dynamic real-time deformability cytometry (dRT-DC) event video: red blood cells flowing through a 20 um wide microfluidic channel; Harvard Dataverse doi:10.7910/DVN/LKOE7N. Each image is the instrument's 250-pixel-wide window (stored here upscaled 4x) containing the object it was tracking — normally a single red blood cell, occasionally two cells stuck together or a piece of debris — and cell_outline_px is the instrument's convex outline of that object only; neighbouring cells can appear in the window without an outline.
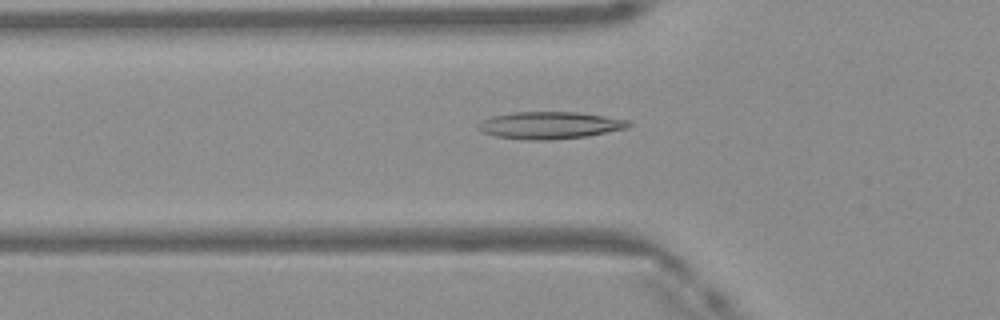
{"species": "Egyptian fruit bat (a non-hibernating species)", "species_latin": "Rousettus aegyptiacus", "temperature_condition": "warm", "stored_images_in_passage": 38, "camera_frame_rate_fps": 3000, "um_per_image_px": 0.085, "frame": {"image": 1, "passage_image": 6, "time_ms": 1.667, "image_size_px": [1000, 320], "cell_outline_px": [[632, 124], [628, 128], [588, 136], [548, 140], [532, 140], [496, 136], [480, 132], [476, 128], [476, 124], [492, 116], [516, 112], [576, 112], [632, 120]], "centroid_in_image_um": [46.75, 10.65], "position_along_channel_um": 79.0, "area_um2": 23.87}}
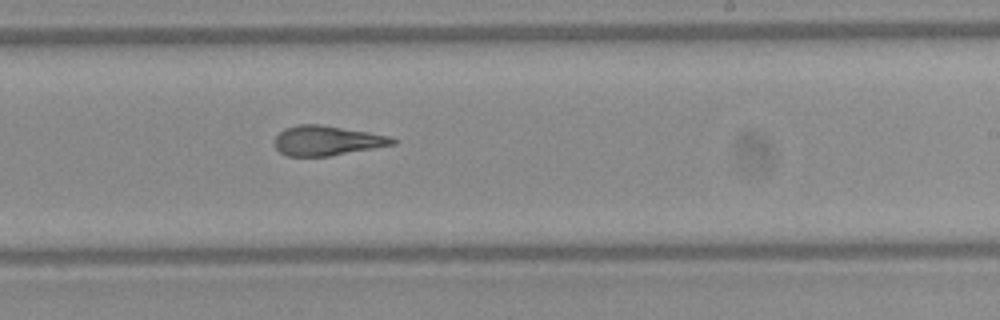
{"frame": {"image": 2, "passage_image": 19, "time_ms": 6.0, "image_size_px": [1000, 320], "cell_outline_px": [[396, 144], [328, 156], [288, 156], [280, 152], [276, 148], [272, 140], [284, 128], [300, 124], [320, 124], [368, 132], [388, 136], [396, 140]], "centroid_in_image_um": [27.74, 11.95], "position_along_channel_um": 261.3, "area_um2": 20.35}}
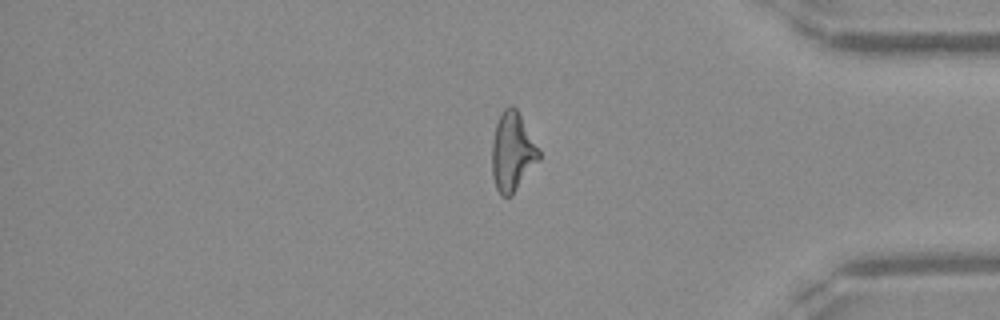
{"frame": {"image": 3, "passage_image": 30, "time_ms": 9.667, "image_size_px": [1000, 320], "cell_outline_px": [[540, 160], [512, 196], [500, 196], [496, 188], [492, 176], [492, 140], [496, 124], [504, 108], [508, 104], [512, 104], [516, 108], [540, 152]], "centroid_in_image_um": [43.54, 12.94], "position_along_channel_um": 391.7, "area_um2": 21.62}, "authors_computed_cell_mechanics": {"area_um2": 21.5016, "velocity_mm_per_s": 4.1801, "shape_relaxation_time_tau1_ms": null, "shape_relaxation_time_tau2_ms": 2.2382, "deformation_change_tau1": null, "deformation_change_tau2": 0.1185}}